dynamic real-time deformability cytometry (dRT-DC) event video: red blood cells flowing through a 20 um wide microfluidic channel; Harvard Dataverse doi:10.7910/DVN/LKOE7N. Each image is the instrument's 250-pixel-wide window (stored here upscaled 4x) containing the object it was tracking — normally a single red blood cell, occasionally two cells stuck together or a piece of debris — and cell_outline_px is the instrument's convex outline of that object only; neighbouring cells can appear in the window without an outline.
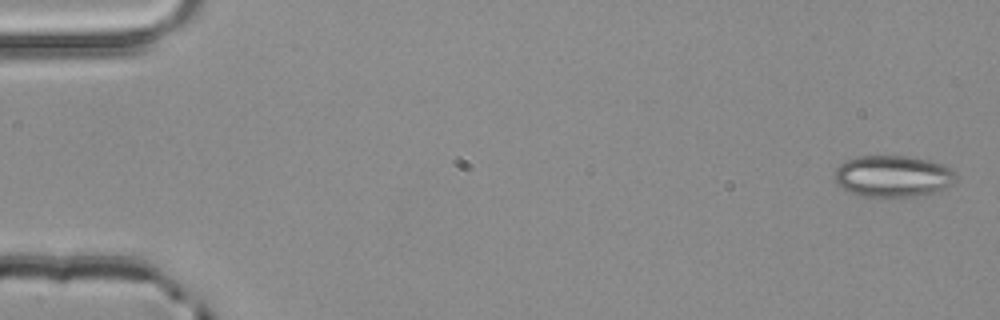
{"species": "common noctule bat (a hibernating species)", "species_latin": "Nyctalus noctula", "temperature_condition": "room temperature", "stored_images_in_passage": 5, "camera_frame_rate_fps": 3000, "um_per_image_px": 0.085, "animal": {"sex": "male", "body_mass_g": 20.4}, "frame": {"image": 1, "passage_image": 1, "time_ms": 0.0, "image_size_px": [1000, 320], "cell_outline_px": [[956, 184], [932, 192], [916, 196], [864, 196], [852, 192], [844, 188], [836, 180], [836, 168], [844, 160], [856, 156], [904, 156], [928, 160], [944, 164], [952, 168], [956, 172]], "centroid_in_image_um": [75.96, 14.95], "position_along_channel_um": 9.0, "area_um2": 29.19}}
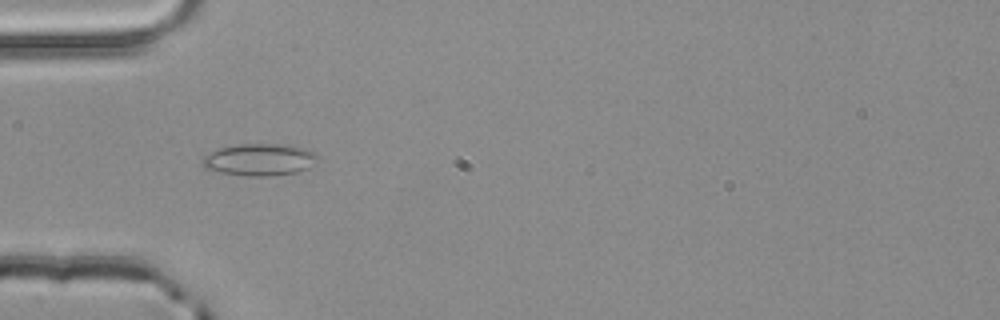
{"frame": {"image": 2, "passage_image": 4, "time_ms": 1.0, "image_size_px": [1000, 320], "cell_outline_px": [[320, 156], [304, 168], [296, 172], [268, 176], [248, 176], [220, 172], [204, 168], [204, 156], [220, 148], [240, 144], [292, 144], [304, 148]], "centroid_in_image_um": [22.05, 13.56], "position_along_channel_um": 62.9, "area_um2": 21.04}}
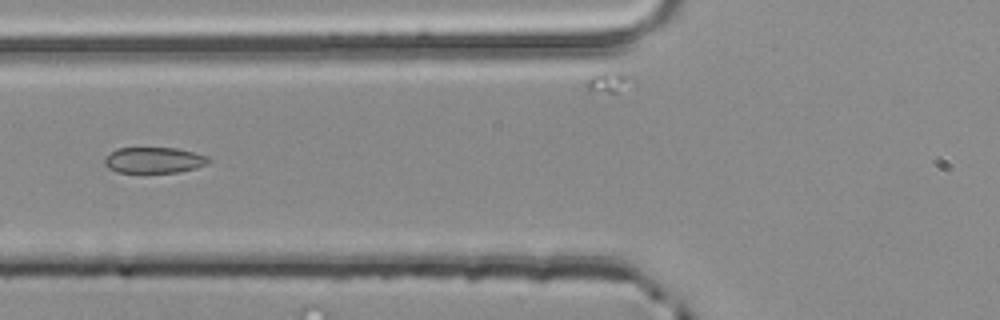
{"frame": {"image": 3, "passage_image": 5, "time_ms": 1.333, "image_size_px": [1000, 320], "cell_outline_px": [[212, 160], [208, 164], [196, 168], [180, 172], [116, 172], [108, 168], [104, 164], [104, 160], [116, 148], [176, 148], [208, 156]], "centroid_in_image_um": [13.12, 13.62], "position_along_channel_um": 112.7, "area_um2": 15.66}}